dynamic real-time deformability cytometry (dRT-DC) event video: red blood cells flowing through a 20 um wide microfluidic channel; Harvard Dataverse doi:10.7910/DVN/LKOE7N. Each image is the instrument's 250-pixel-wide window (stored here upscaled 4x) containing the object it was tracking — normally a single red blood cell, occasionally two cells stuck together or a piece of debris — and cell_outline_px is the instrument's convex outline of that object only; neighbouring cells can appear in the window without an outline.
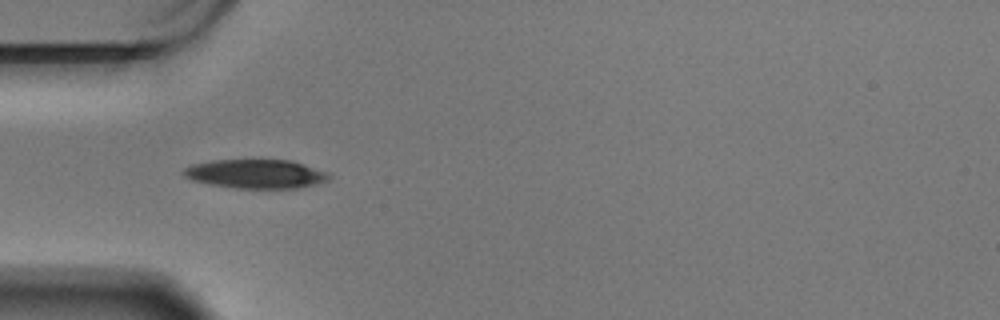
{"species": "Egyptian fruit bat (a non-hibernating species)", "species_latin": "Rousettus aegyptiacus", "temperature_condition": "warm", "stored_images_in_passage": 18, "camera_frame_rate_fps": 3000, "um_per_image_px": 0.085, "animal": {"sex": "male"}, "frame": {"image": 1, "passage_image": 1, "time_ms": 0.0, "image_size_px": [1000, 320], "cell_outline_px": [[332, 176], [328, 180], [316, 184], [296, 188], [236, 188], [208, 184], [192, 180], [184, 176], [180, 172], [184, 168], [192, 164], [212, 160], [292, 160], [328, 172]], "centroid_in_image_um": [21.73, 14.78], "position_along_channel_um": 63.3, "area_um2": 24.68}}
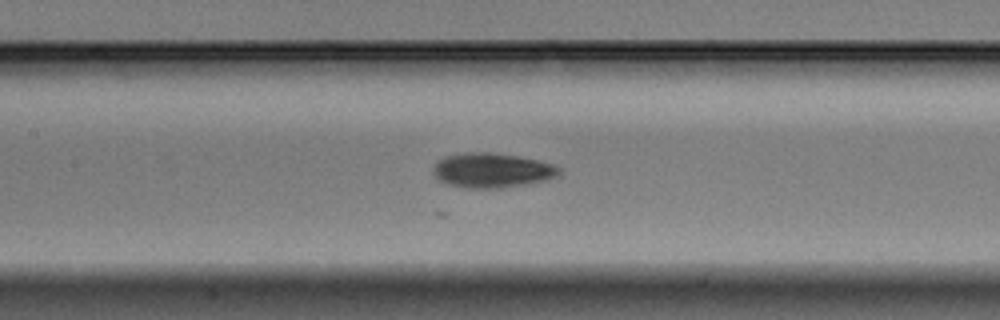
{"frame": {"image": 2, "passage_image": 10, "time_ms": 3.0, "image_size_px": [1000, 320], "cell_outline_px": [[560, 172], [556, 176], [548, 180], [528, 184], [500, 188], [460, 188], [436, 180], [432, 172], [432, 168], [436, 160], [444, 156], [464, 152], [492, 152], [516, 156], [536, 160], [552, 164], [560, 168]], "centroid_in_image_um": [41.74, 14.48], "position_along_channel_um": 165.7, "area_um2": 25.84}}
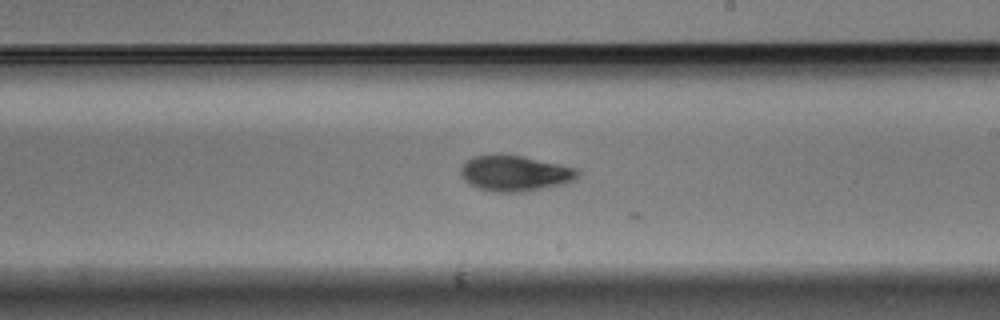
{"frame": {"image": 3, "passage_image": 17, "time_ms": 5.333, "image_size_px": [1000, 320], "cell_outline_px": [[580, 176], [576, 180], [564, 184], [524, 192], [492, 192], [480, 188], [464, 180], [460, 172], [460, 168], [464, 160], [472, 156], [496, 152], [500, 152], [524, 156], [580, 168]], "centroid_in_image_um": [43.79, 14.69], "position_along_channel_um": 245.2, "area_um2": 25.26}}